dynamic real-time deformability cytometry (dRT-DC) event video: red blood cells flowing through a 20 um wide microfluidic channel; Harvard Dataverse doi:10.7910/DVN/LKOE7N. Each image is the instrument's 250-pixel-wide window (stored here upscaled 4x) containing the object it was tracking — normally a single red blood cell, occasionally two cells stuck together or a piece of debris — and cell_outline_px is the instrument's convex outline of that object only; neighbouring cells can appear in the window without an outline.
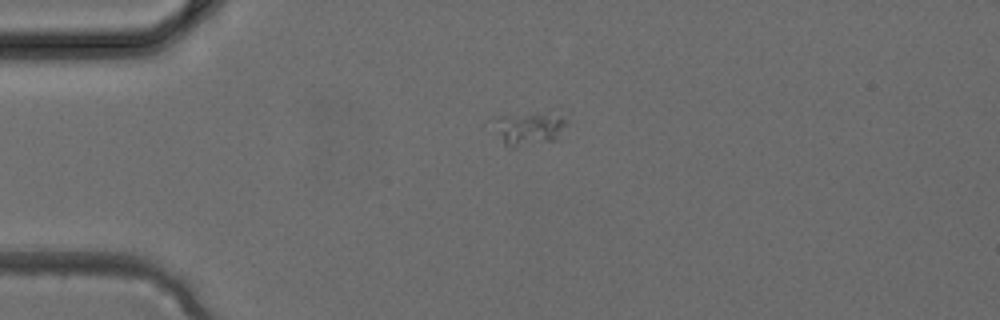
{"species": "common noctule bat (a hibernating species)", "species_latin": "Nyctalus noctula", "temperature_condition": "cold", "stored_images_in_passage": 1, "camera_frame_rate_fps": 3000, "um_per_image_px": 0.085, "animal": {"sex": "female", "body_mass_g": 24.6, "forearm_length_mm": 56.2}, "frame": {"image": 1, "passage_image": 1, "time_ms": 0.0, "image_size_px": [1000, 320], "cell_outline_px": [[568, 124], [556, 140], [512, 148], [508, 148], [504, 144], [496, 132], [496, 116], [560, 116], [568, 120]], "centroid_in_image_um": [44.97, 11.01], "position_along_channel_um": 40.0, "area_um2": 13.24}}